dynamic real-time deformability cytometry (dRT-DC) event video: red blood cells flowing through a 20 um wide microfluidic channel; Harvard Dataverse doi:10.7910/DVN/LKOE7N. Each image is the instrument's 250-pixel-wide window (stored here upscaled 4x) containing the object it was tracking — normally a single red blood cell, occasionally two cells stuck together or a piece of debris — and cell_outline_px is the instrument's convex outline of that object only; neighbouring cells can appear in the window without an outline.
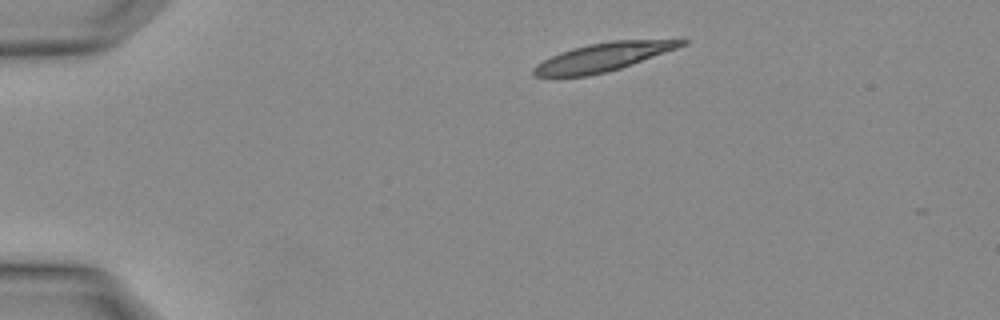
{"species": "Egyptian fruit bat (a non-hibernating species)", "species_latin": "Rousettus aegyptiacus", "temperature_condition": "warm", "stored_images_in_passage": 3, "camera_frame_rate_fps": 3000, "um_per_image_px": 0.085, "animal": {"sex": "female"}, "frame": {"image": 1, "passage_image": 3, "time_ms": 0.667, "image_size_px": [1000, 320], "cell_outline_px": [[688, 44], [632, 64], [620, 68], [588, 76], [536, 76], [532, 72], [532, 68], [544, 60], [560, 52], [572, 48], [588, 44], [612, 40], [688, 40]], "centroid_in_image_um": [51.25, 4.84], "position_along_channel_um": 33.7, "area_um2": 23.99}}